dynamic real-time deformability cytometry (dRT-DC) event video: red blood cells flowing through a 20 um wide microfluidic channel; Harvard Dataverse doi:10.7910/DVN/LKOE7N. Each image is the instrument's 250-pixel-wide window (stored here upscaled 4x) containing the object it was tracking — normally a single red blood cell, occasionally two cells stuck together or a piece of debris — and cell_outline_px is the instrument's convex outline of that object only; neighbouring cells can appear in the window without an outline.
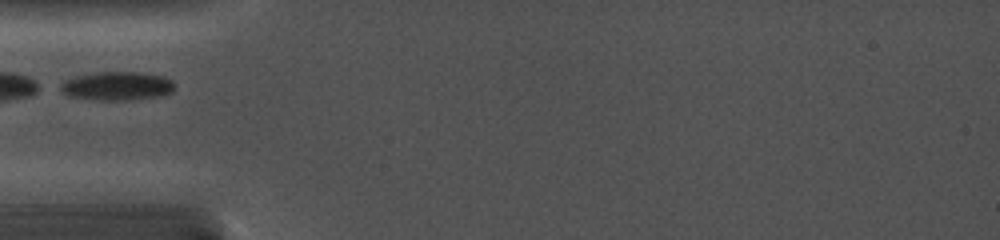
{"species": "common noctule bat (a hibernating species)", "species_latin": "Nyctalus noctula", "temperature_condition": "cold", "stored_images_in_passage": 24, "camera_frame_rate_fps": 5000, "um_per_image_px": 0.085, "animal": {"sex": "female", "body_mass_g": 19.0, "forearm_length_mm": 56.7}, "frame": {"image": 1, "passage_image": 1, "time_ms": 0.0, "image_size_px": [1000, 240], "cell_outline_px": [[176, 84], [172, 92], [160, 96], [124, 100], [96, 100], [68, 96], [52, 88], [64, 80], [76, 76], [100, 72], [144, 72], [164, 76], [172, 80]], "centroid_in_image_um": [9.88, 7.31], "position_along_channel_um": 75.1, "area_um2": 19.54}}